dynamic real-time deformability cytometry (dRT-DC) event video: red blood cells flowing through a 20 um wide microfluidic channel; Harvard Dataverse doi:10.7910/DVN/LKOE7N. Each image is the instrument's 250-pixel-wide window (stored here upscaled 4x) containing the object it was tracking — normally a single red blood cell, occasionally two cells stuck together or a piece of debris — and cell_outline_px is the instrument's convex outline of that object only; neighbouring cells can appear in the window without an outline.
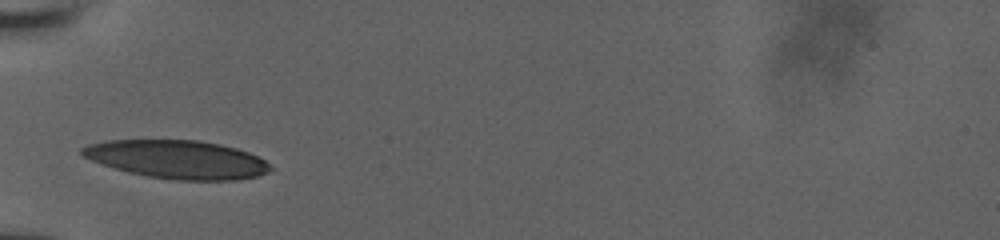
{"species": "human", "species_latin": "Homo sapiens", "temperature_condition": "room temperature", "stored_images_in_passage": 2, "camera_frame_rate_fps": 3000, "um_per_image_px": 0.085, "donor": {"sex": "male"}, "frame": {"image": 1, "passage_image": 1, "time_ms": 0.0, "image_size_px": [1000, 240], "cell_outline_px": [[276, 168], [260, 176], [236, 180], [172, 180], [148, 176], [128, 172], [92, 160], [84, 156], [80, 152], [80, 148], [88, 144], [108, 140], [200, 140], [220, 144], [236, 148], [248, 152], [264, 160]], "centroid_in_image_um": [15.12, 13.55], "position_along_channel_um": 69.9, "area_um2": 42.08}}